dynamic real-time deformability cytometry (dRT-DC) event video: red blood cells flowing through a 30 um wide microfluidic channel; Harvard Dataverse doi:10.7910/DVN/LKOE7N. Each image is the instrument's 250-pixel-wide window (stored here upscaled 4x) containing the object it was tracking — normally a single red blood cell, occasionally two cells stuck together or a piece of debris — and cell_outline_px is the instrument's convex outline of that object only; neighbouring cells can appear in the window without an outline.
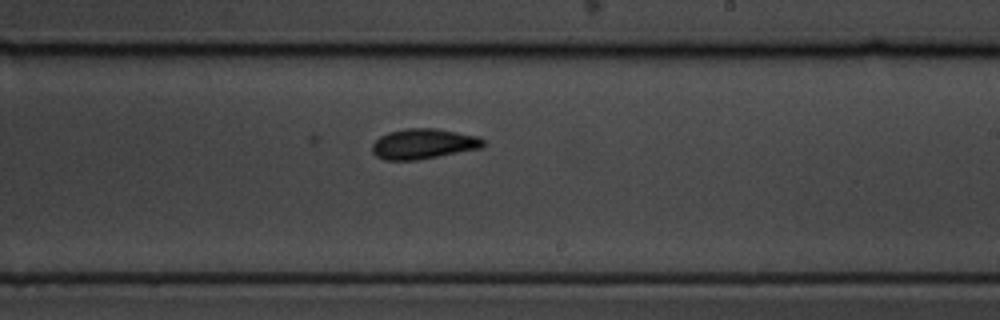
{"species": "common noctule bat (a hibernating species)", "species_latin": "Nyctalus noctula", "temperature_condition": "cold", "stored_images_in_passage": 10, "camera_frame_rate_fps": 3000, "um_per_image_px": 0.085, "animal": {"sex": "male", "body_mass_g": 19.5, "forearm_length_mm": 54.6}, "frame": {"image": 1, "passage_image": 10, "time_ms": 3.0, "image_size_px": [1000, 320], "cell_outline_px": [[484, 148], [416, 160], [384, 160], [376, 156], [372, 152], [372, 144], [380, 136], [388, 132], [404, 128], [436, 128], [480, 136], [484, 140]], "centroid_in_image_um": [36.01, 12.22], "position_along_channel_um": 253.0, "area_um2": 19.83}}